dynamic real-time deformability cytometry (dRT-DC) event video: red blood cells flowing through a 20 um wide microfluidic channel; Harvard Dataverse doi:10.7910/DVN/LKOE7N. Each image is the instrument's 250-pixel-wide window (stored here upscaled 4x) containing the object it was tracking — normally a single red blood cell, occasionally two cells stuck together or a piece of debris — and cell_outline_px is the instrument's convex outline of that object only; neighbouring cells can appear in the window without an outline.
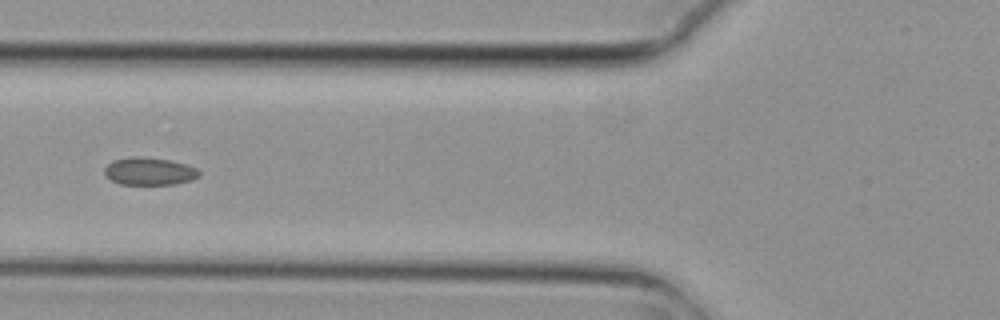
{"species": "common noctule bat (a hibernating species)", "species_latin": "Nyctalus noctula", "temperature_condition": "cold", "stored_images_in_passage": 6, "camera_frame_rate_fps": 3000, "um_per_image_px": 0.085, "animal": {"sex": "female", "body_mass_g": 29.2, "forearm_length_mm": 56.3}, "frame": {"image": 1, "passage_image": 6, "time_ms": 1.667, "image_size_px": [1000, 320], "cell_outline_px": [[200, 176], [176, 184], [120, 184], [112, 180], [104, 172], [104, 168], [112, 160], [132, 156], [140, 156], [172, 160], [196, 168], [200, 172]], "centroid_in_image_um": [12.68, 14.54], "position_along_channel_um": 113.1, "area_um2": 15.14}}